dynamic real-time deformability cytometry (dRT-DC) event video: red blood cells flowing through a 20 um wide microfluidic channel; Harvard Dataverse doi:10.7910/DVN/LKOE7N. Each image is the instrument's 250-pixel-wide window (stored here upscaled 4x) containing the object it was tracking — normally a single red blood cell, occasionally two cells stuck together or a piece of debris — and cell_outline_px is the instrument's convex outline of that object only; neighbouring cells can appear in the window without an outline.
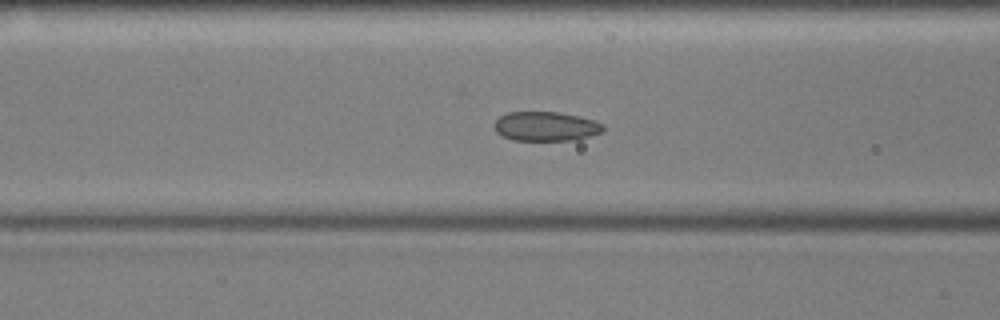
{"species": "common noctule bat (a hibernating species)", "species_latin": "Nyctalus noctula", "temperature_condition": "cold", "stored_images_in_passage": 55, "camera_frame_rate_fps": 3000, "um_per_image_px": 0.085, "animal": {"sex": "male", "body_mass_g": 17.9, "forearm_length_mm": 54.2}, "frame": {"image": 1, "passage_image": 21, "time_ms": 6.667, "image_size_px": [1000, 320], "cell_outline_px": [[604, 132], [576, 140], [512, 140], [496, 132], [492, 124], [500, 116], [508, 112], [560, 112], [580, 116], [596, 120], [604, 124]], "centroid_in_image_um": [46.43, 10.73], "position_along_channel_um": 120.2, "area_um2": 18.9}}
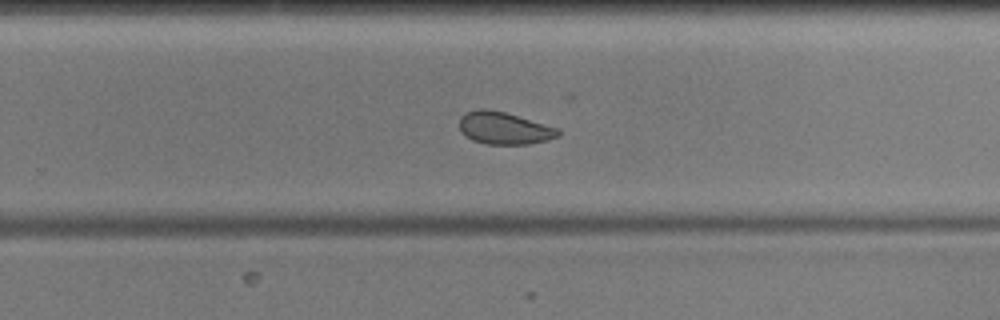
{"frame": {"image": 2, "passage_image": 35, "time_ms": 11.333, "image_size_px": [1000, 320], "cell_outline_px": [[560, 136], [548, 140], [528, 144], [488, 144], [472, 140], [460, 132], [460, 116], [464, 112], [480, 108], [484, 108], [504, 112], [560, 128]], "centroid_in_image_um": [42.85, 10.89], "position_along_channel_um": 286.9, "area_um2": 18.73}}
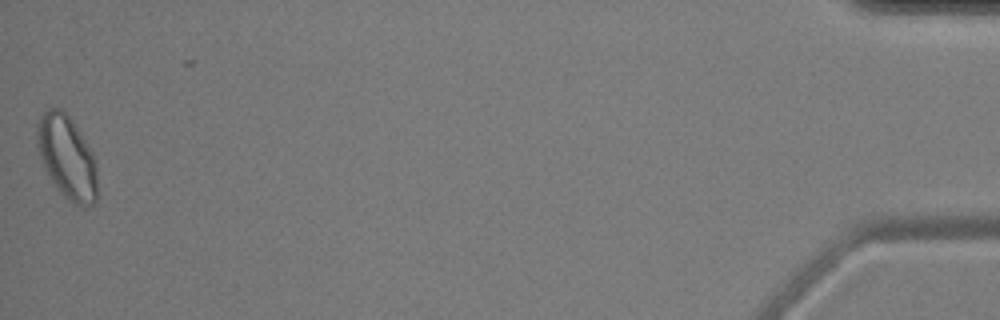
{"frame": {"image": 3, "passage_image": 55, "time_ms": 18.0, "image_size_px": [1000, 320], "cell_outline_px": [[96, 204], [84, 208], [68, 200], [56, 188], [48, 176], [44, 168], [36, 144], [36, 128], [40, 116], [48, 108], [60, 108], [72, 120], [80, 132], [92, 152], [96, 160]], "centroid_in_image_um": [5.68, 13.39], "position_along_channel_um": 429.5, "area_um2": 29.42}, "authors_computed_cell_mechanics": {"area_um2": 20.5768, "velocity_mm_per_s": 3.5796, "shape_relaxation_time_tau1_ms": null, "shape_relaxation_time_tau2_ms": 3.8115, "deformation_change_tau1": null, "deformation_change_tau2": 0.0729}}